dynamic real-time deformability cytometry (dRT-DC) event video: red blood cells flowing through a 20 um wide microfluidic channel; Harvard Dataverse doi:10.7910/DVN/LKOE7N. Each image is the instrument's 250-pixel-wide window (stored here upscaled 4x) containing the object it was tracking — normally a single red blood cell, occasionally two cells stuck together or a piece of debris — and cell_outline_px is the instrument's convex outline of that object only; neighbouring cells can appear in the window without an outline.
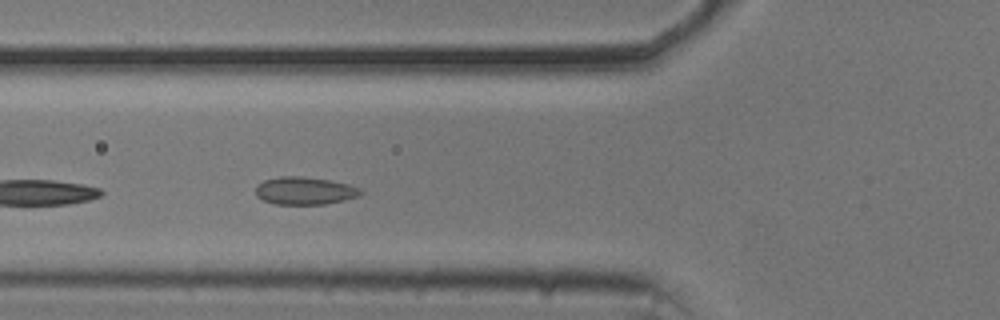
{"species": "common noctule bat (a hibernating species)", "species_latin": "Nyctalus noctula", "temperature_condition": "cold", "stored_images_in_passage": 36, "camera_frame_rate_fps": 3000, "um_per_image_px": 0.085, "animal": {"sex": "male", "body_mass_g": 20.5, "forearm_length_mm": 52.5}, "frame": {"image": 1, "passage_image": 5, "time_ms": 1.333, "image_size_px": [1000, 320], "cell_outline_px": [[364, 192], [360, 196], [344, 200], [324, 204], [276, 204], [264, 200], [256, 196], [256, 184], [264, 180], [280, 176], [300, 176], [332, 180], [348, 184], [360, 188]], "centroid_in_image_um": [25.91, 16.2], "position_along_channel_um": 99.9, "area_um2": 17.05}}
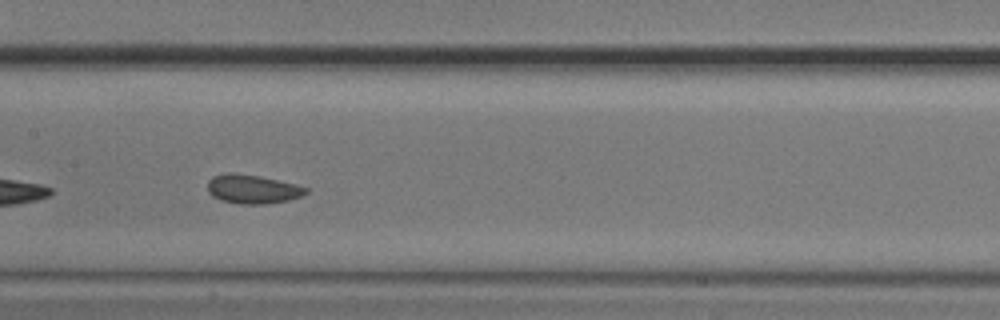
{"frame": {"image": 2, "passage_image": 12, "time_ms": 3.667, "image_size_px": [1000, 320], "cell_outline_px": [[308, 192], [304, 196], [288, 200], [264, 204], [240, 204], [220, 200], [212, 196], [208, 192], [208, 180], [212, 176], [228, 172], [232, 172], [260, 176], [308, 188]], "centroid_in_image_um": [21.43, 16.08], "position_along_channel_um": 186.0, "area_um2": 16.59}}
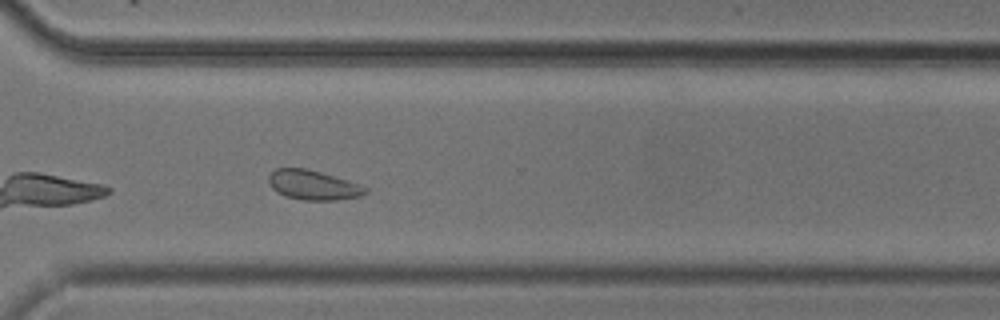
{"frame": {"image": 3, "passage_image": 25, "time_ms": 8.0, "image_size_px": [1000, 320], "cell_outline_px": [[368, 192], [360, 196], [336, 200], [304, 200], [284, 196], [272, 188], [268, 180], [268, 176], [276, 168], [304, 168], [320, 172], [348, 180], [360, 184], [368, 188]], "centroid_in_image_um": [26.63, 15.73], "position_along_channel_um": 344.0, "area_um2": 16.65}, "authors_computed_cell_mechanics": {"area_um2": 16.6464, "velocity_mm_per_s": 3.6636, "shape_relaxation_time_tau1_ms": 2.9074, "shape_relaxation_time_tau2_ms": 1.4574, "deformation_change_tau1": 0.0621, "deformation_change_tau2": 0.0621}}